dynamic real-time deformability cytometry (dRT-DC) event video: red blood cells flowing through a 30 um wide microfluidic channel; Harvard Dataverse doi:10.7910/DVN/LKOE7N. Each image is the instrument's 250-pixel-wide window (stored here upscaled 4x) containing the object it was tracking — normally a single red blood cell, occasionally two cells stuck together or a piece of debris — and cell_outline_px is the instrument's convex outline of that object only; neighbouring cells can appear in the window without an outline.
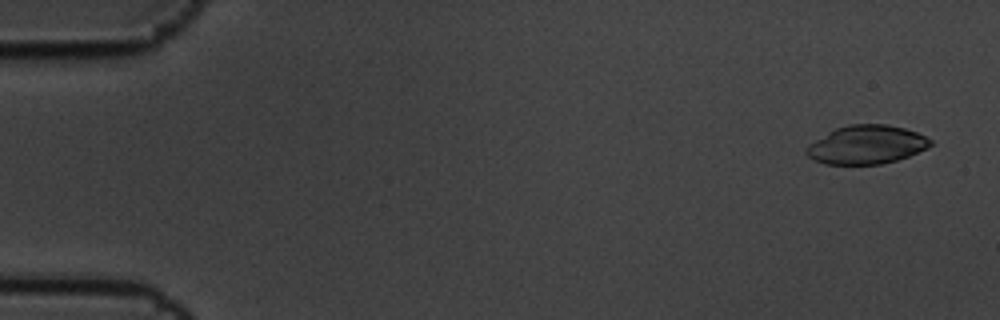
{"species": "common noctule bat (a hibernating species)", "species_latin": "Nyctalus noctula", "temperature_condition": "cold", "stored_images_in_passage": 5, "camera_frame_rate_fps": 3000, "um_per_image_px": 0.085, "animal": {"sex": "male", "body_mass_g": 19.5, "forearm_length_mm": 54.6}, "frame": {"image": 1, "passage_image": 1, "time_ms": 0.0, "image_size_px": [1000, 320], "cell_outline_px": [[932, 144], [928, 148], [908, 156], [896, 160], [880, 164], [824, 164], [808, 156], [804, 152], [808, 144], [828, 132], [836, 128], [848, 124], [888, 124], [904, 128], [916, 132], [932, 140]], "centroid_in_image_um": [73.64, 12.29], "position_along_channel_um": 11.4, "area_um2": 27.86}}